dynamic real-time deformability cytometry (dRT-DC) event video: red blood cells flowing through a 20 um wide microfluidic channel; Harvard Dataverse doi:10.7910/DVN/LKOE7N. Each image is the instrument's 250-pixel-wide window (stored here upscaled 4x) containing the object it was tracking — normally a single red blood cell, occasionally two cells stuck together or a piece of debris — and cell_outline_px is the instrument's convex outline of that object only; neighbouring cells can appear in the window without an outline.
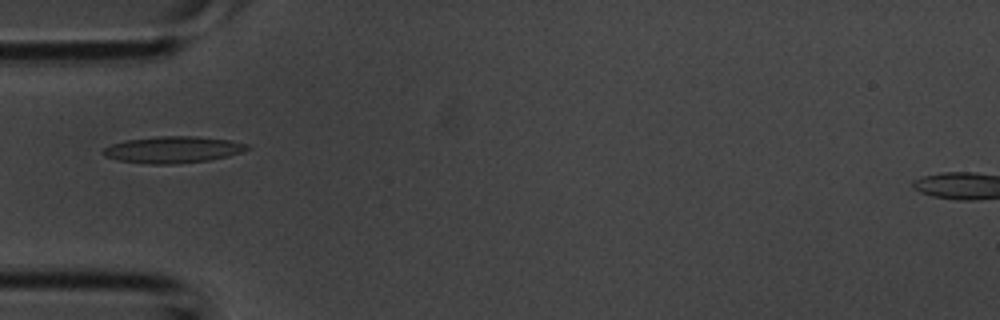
{"species": "common noctule bat (a hibernating species)", "species_latin": "Nyctalus noctula", "temperature_condition": "room temperature", "stored_images_in_passage": 4, "camera_frame_rate_fps": 3000, "um_per_image_px": 0.085, "animal": {"sex": "male", "body_mass_g": 20.1, "forearm_length_mm": 53.5}, "frame": {"image": 1, "passage_image": 4, "time_ms": 1.0, "image_size_px": [1000, 320], "cell_outline_px": [[252, 148], [228, 156], [208, 160], [180, 164], [148, 164], [116, 160], [104, 156], [100, 152], [104, 148], [112, 144], [128, 140], [156, 136], [196, 136], [232, 140], [248, 144]], "centroid_in_image_um": [14.7, 12.72], "position_along_channel_um": 70.3, "area_um2": 22.54}}